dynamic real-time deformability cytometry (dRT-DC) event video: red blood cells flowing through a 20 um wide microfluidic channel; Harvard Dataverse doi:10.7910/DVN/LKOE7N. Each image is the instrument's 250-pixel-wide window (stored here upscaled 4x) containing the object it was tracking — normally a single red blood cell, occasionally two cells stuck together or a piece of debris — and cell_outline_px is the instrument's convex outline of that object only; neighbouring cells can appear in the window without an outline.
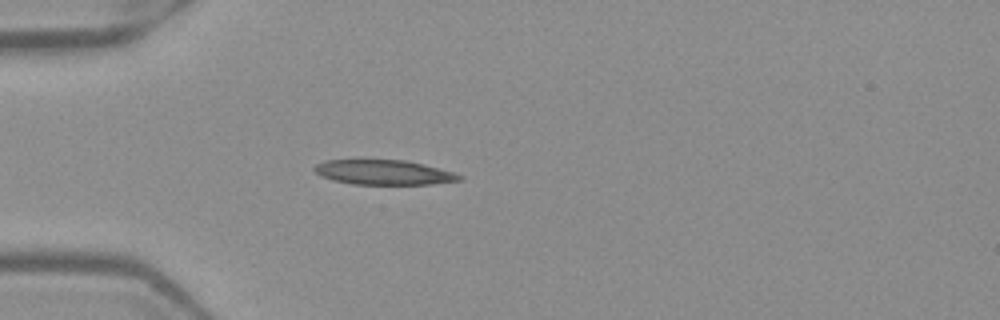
{"species": "Egyptian fruit bat (a non-hibernating species)", "species_latin": "Rousettus aegyptiacus", "temperature_condition": "warm", "stored_images_in_passage": 37, "camera_frame_rate_fps": 3000, "um_per_image_px": 0.085, "frame": {"image": 1, "passage_image": 1, "time_ms": 0.0, "image_size_px": [1000, 320], "cell_outline_px": [[464, 180], [432, 184], [352, 184], [332, 180], [320, 176], [312, 168], [316, 164], [324, 160], [404, 160], [424, 164], [452, 172], [464, 176]], "centroid_in_image_um": [32.61, 14.65], "position_along_channel_um": 52.4, "area_um2": 20.98}}
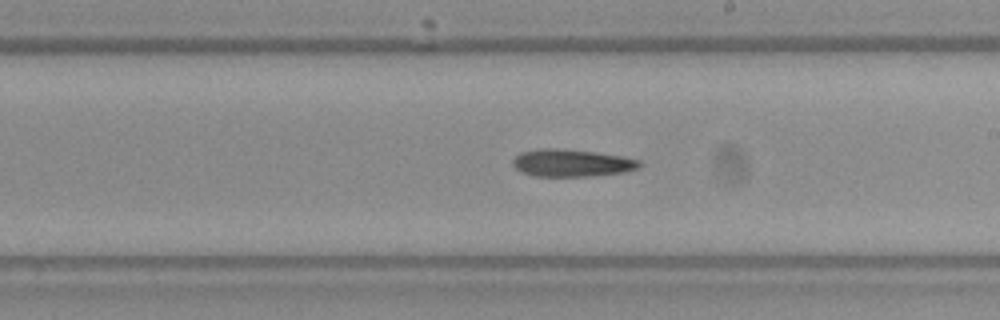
{"frame": {"image": 2, "passage_image": 16, "time_ms": 5.0, "image_size_px": [1000, 320], "cell_outline_px": [[644, 164], [640, 168], [624, 172], [596, 176], [536, 176], [520, 172], [512, 164], [512, 160], [520, 152], [540, 148], [556, 148], [596, 152], [624, 156], [640, 160]], "centroid_in_image_um": [48.64, 13.85], "position_along_channel_um": 240.4, "area_um2": 20.52}}
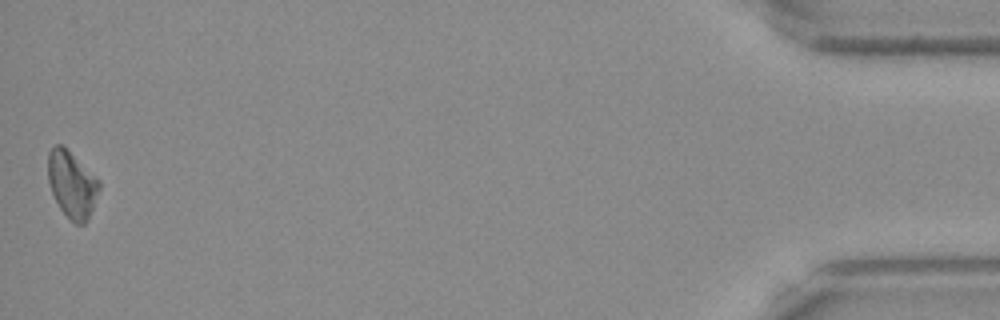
{"frame": {"image": 3, "passage_image": 37, "time_ms": 12.0, "image_size_px": [1000, 320], "cell_outline_px": [[100, 188], [88, 220], [84, 224], [76, 224], [60, 208], [52, 192], [48, 180], [48, 152], [56, 144], [64, 144], [100, 180]], "centroid_in_image_um": [6.13, 15.62], "position_along_channel_um": 429.1, "area_um2": 19.94}}